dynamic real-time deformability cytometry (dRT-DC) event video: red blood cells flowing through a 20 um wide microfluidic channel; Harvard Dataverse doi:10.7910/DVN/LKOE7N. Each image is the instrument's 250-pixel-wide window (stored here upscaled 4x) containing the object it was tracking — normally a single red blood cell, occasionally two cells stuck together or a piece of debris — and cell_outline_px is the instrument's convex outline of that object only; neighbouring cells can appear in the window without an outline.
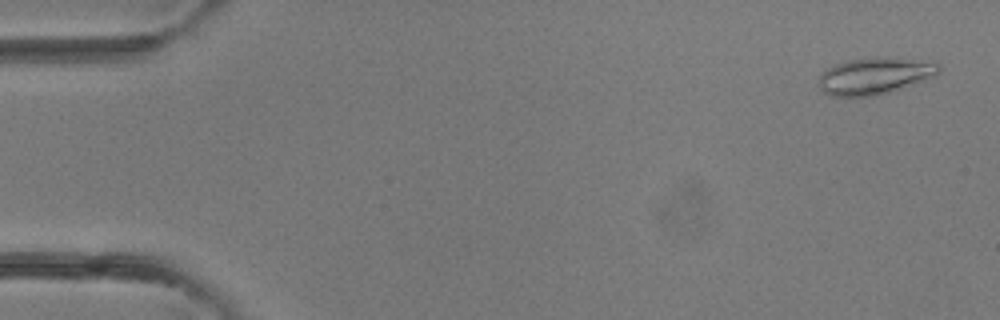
{"species": "common noctule bat (a hibernating species)", "species_latin": "Nyctalus noctula", "temperature_condition": "room temperature", "stored_images_in_passage": 39, "camera_frame_rate_fps": 3000, "um_per_image_px": 0.085, "animal": {"sex": "female"}, "frame": {"image": 1, "passage_image": 2, "time_ms": 0.333, "image_size_px": [1000, 320], "cell_outline_px": [[940, 72], [932, 76], [900, 88], [888, 92], [872, 96], [832, 96], [824, 92], [816, 84], [820, 76], [828, 68], [836, 64], [848, 60], [876, 56], [880, 56], [912, 60], [940, 64]], "centroid_in_image_um": [74.27, 6.45], "position_along_channel_um": 10.7, "area_um2": 25.2}}
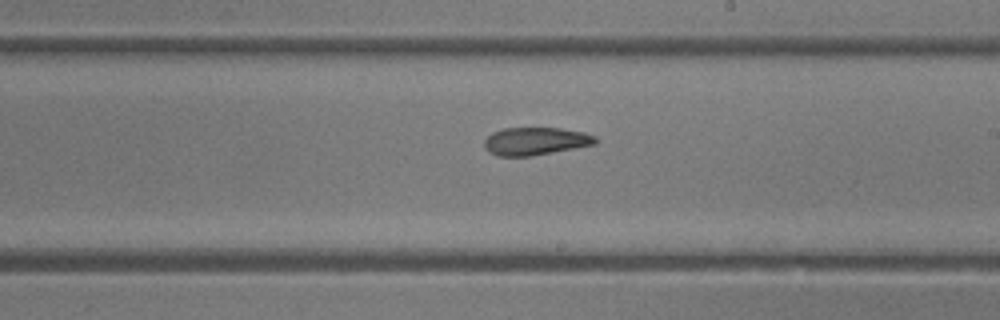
{"frame": {"image": 2, "passage_image": 23, "time_ms": 7.333, "image_size_px": [1000, 320], "cell_outline_px": [[596, 144], [532, 156], [496, 156], [488, 152], [484, 148], [484, 140], [492, 132], [504, 128], [560, 128], [584, 132], [596, 136]], "centroid_in_image_um": [45.49, 12.0], "position_along_channel_um": 243.5, "area_um2": 18.09}}
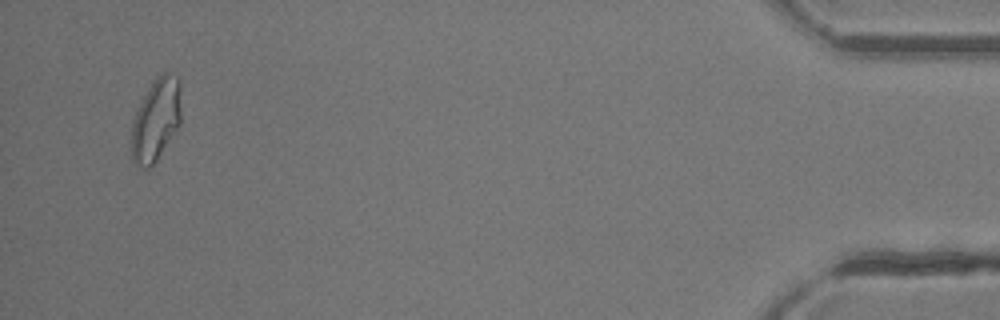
{"frame": {"image": 3, "passage_image": 38, "time_ms": 12.333, "image_size_px": [1000, 320], "cell_outline_px": [[180, 124], [156, 160], [148, 168], [144, 168], [136, 164], [132, 160], [132, 120], [148, 88], [156, 76], [164, 72], [168, 72], [176, 76], [180, 80]], "centroid_in_image_um": [13.26, 10.14], "position_along_channel_um": 421.9, "area_um2": 23.58}}